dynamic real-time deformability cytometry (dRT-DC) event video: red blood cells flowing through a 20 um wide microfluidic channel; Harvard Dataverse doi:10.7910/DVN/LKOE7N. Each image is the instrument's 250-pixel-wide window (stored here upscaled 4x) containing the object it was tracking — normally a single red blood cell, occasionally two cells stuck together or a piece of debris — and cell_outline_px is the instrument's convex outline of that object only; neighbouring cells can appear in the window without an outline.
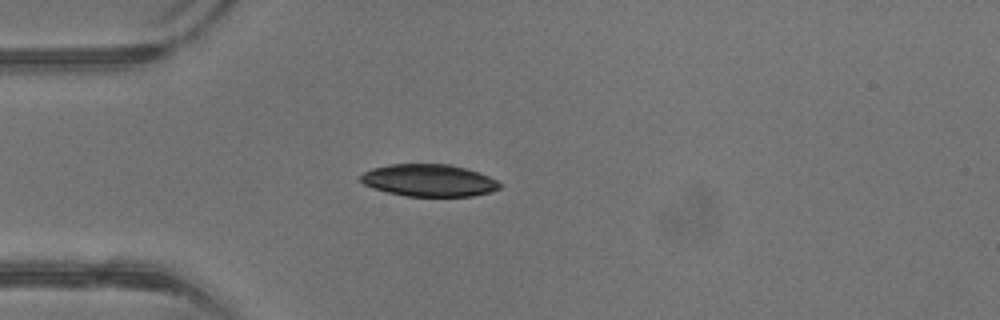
{"species": "common noctule bat (a hibernating species)", "species_latin": "Nyctalus noctula", "temperature_condition": "warm", "stored_images_in_passage": 31, "camera_frame_rate_fps": 3000, "um_per_image_px": 0.085, "animal": {"sex": "male", "body_mass_g": 13.3}, "frame": {"image": 1, "passage_image": 1, "time_ms": 0.0, "image_size_px": [1000, 320], "cell_outline_px": [[500, 188], [492, 192], [472, 196], [404, 196], [372, 188], [364, 184], [360, 180], [360, 176], [364, 172], [372, 168], [388, 164], [448, 164], [464, 168], [488, 176], [496, 180], [500, 184]], "centroid_in_image_um": [36.43, 15.33], "position_along_channel_um": 48.6, "area_um2": 26.01}}
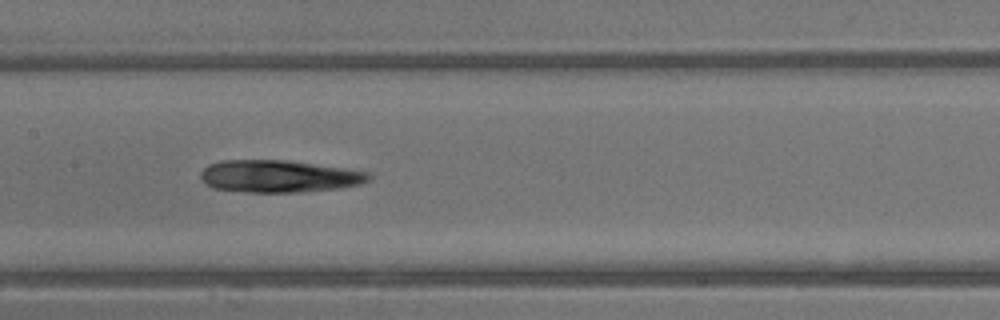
{"frame": {"image": 2, "passage_image": 10, "time_ms": 3.0, "image_size_px": [1000, 320], "cell_outline_px": [[372, 180], [360, 184], [336, 188], [300, 192], [244, 192], [212, 188], [200, 180], [200, 172], [208, 164], [220, 160], [288, 160], [344, 168], [368, 172], [372, 176]], "centroid_in_image_um": [23.67, 14.98], "position_along_channel_um": 183.7, "area_um2": 31.79}}
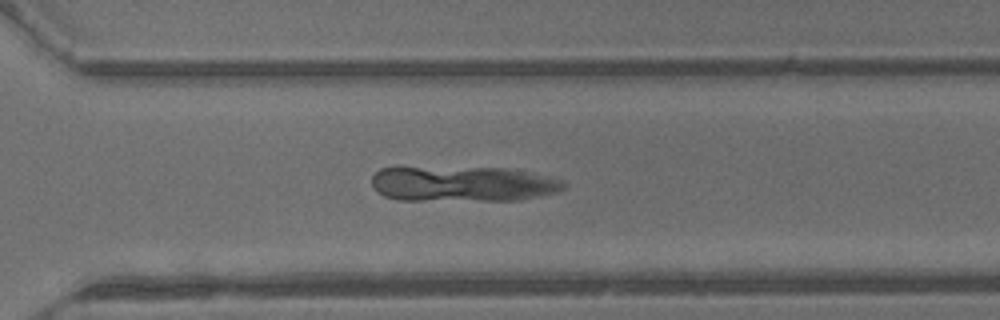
{"frame": {"image": 3, "passage_image": 19, "time_ms": 6.0, "image_size_px": [1000, 320], "cell_outline_px": [[564, 188], [556, 192], [520, 200], [400, 200], [384, 196], [376, 192], [372, 188], [372, 176], [380, 168], [396, 164], [400, 164], [508, 168], [564, 180]], "centroid_in_image_um": [39.16, 15.57], "position_along_channel_um": 331.4, "area_um2": 41.15}}